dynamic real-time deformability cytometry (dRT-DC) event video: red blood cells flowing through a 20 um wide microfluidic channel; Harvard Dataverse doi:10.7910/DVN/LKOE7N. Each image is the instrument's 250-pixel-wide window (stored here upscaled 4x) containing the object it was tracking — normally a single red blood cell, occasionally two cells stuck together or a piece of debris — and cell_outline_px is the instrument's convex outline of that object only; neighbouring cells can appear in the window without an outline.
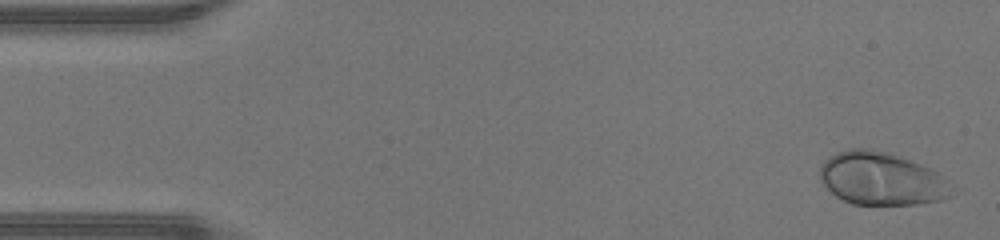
{"species": "human", "species_latin": "Homo sapiens", "temperature_condition": "warm", "stored_images_in_passage": 47, "camera_frame_rate_fps": 3000, "um_per_image_px": 0.085, "donor": {"sex": "male"}, "frame": {"image": 1, "passage_image": 2, "time_ms": 0.333, "image_size_px": [1000, 240], "cell_outline_px": [[952, 196], [940, 200], [916, 204], [852, 204], [836, 196], [820, 180], [820, 164], [828, 156], [836, 152], [848, 148], [872, 148], [892, 152], [920, 164], [936, 172]], "centroid_in_image_um": [74.81, 15.15], "position_along_channel_um": 10.2, "area_um2": 40.23}}
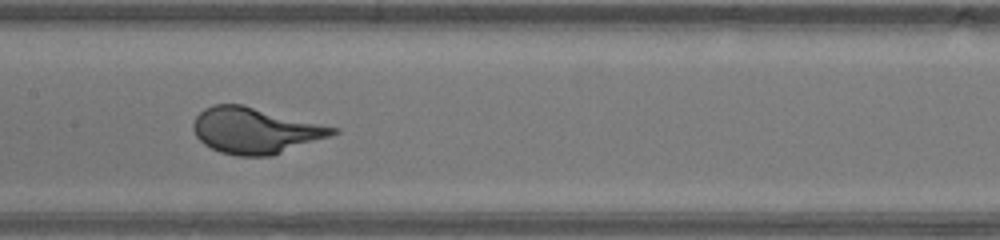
{"frame": {"image": 2, "passage_image": 23, "time_ms": 7.333, "image_size_px": [1000, 240], "cell_outline_px": [[340, 132], [272, 156], [236, 156], [220, 152], [204, 144], [196, 136], [192, 128], [192, 124], [196, 116], [204, 108], [212, 104], [240, 104], [340, 128]], "centroid_in_image_um": [21.67, 11.09], "position_along_channel_um": 185.7, "area_um2": 37.22}}
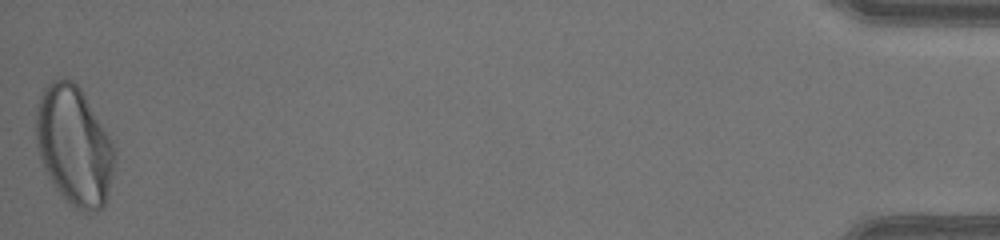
{"frame": {"image": 3, "passage_image": 47, "time_ms": 15.333, "image_size_px": [1000, 240], "cell_outline_px": [[116, 156], [104, 208], [88, 212], [84, 212], [76, 208], [56, 188], [44, 168], [36, 144], [36, 108], [40, 96], [44, 88], [52, 80], [72, 80], [80, 88], [112, 140], [116, 152]], "centroid_in_image_um": [6.31, 12.38], "position_along_channel_um": 428.9, "area_um2": 53.93}}